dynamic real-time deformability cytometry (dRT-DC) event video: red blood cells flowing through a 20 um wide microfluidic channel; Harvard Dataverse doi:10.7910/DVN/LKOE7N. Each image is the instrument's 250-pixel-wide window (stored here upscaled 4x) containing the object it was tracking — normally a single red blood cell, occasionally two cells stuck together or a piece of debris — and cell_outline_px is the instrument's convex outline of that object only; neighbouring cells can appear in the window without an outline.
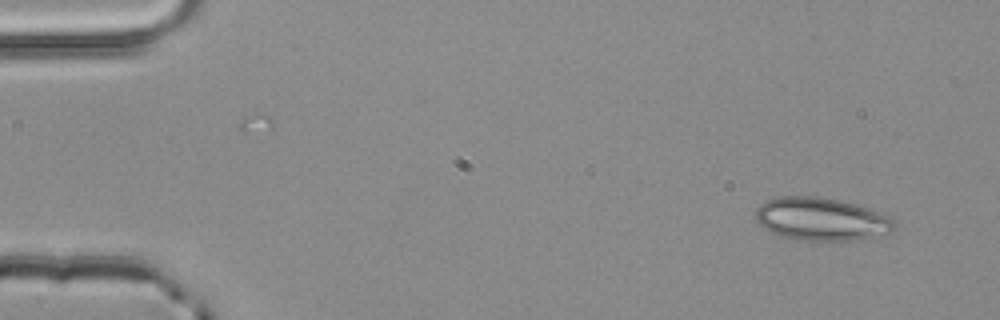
{"species": "common noctule bat (a hibernating species)", "species_latin": "Nyctalus noctula", "temperature_condition": "room temperature", "stored_images_in_passage": 3, "camera_frame_rate_fps": 3000, "um_per_image_px": 0.085, "animal": {"sex": "male", "body_mass_g": 20.4}, "frame": {"image": 1, "passage_image": 1, "time_ms": 0.0, "image_size_px": [1000, 320], "cell_outline_px": [[896, 228], [892, 232], [852, 240], [796, 240], [772, 232], [764, 228], [756, 220], [756, 208], [764, 200], [780, 196], [812, 196], [840, 200], [876, 212], [896, 220]], "centroid_in_image_um": [69.76, 18.62], "position_along_channel_um": 15.2, "area_um2": 34.28}}